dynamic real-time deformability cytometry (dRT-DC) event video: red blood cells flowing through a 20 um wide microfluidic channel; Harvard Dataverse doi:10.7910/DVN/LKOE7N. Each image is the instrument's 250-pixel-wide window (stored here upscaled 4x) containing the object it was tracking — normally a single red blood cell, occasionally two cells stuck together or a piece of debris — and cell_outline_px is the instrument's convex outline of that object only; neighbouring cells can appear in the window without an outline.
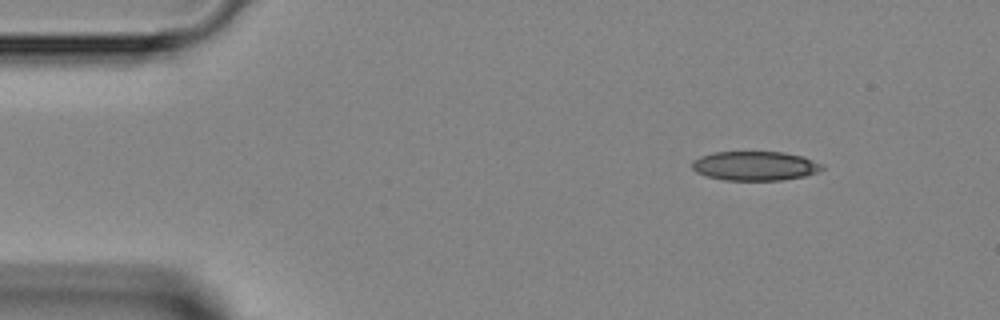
{"species": "Egyptian fruit bat (a non-hibernating species)", "species_latin": "Rousettus aegyptiacus", "temperature_condition": "room temperature", "stored_images_in_passage": 42, "camera_frame_rate_fps": 3000, "um_per_image_px": 0.085, "animal": {"sex": "female"}, "frame": {"image": 1, "passage_image": 1, "time_ms": 0.0, "image_size_px": [1000, 320], "cell_outline_px": [[824, 168], [816, 172], [804, 176], [780, 180], [724, 180], [708, 176], [696, 172], [692, 168], [692, 160], [700, 156], [712, 152], [784, 152], [804, 156], [824, 164]], "centroid_in_image_um": [64.18, 14.09], "position_along_channel_um": 20.8, "area_um2": 22.25}}
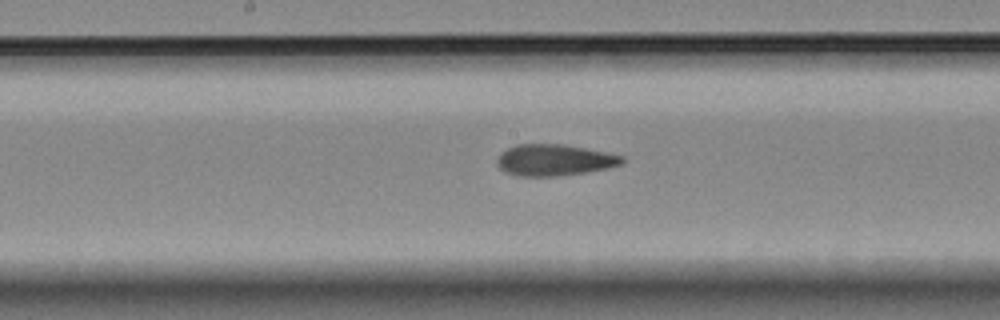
{"frame": {"image": 2, "passage_image": 19, "time_ms": 6.0, "image_size_px": [1000, 320], "cell_outline_px": [[628, 160], [624, 164], [608, 168], [584, 172], [556, 176], [520, 176], [504, 172], [496, 164], [496, 160], [500, 152], [516, 144], [564, 144], [588, 148], [624, 156]], "centroid_in_image_um": [47.14, 13.59], "position_along_channel_um": 201.1, "area_um2": 23.18}}
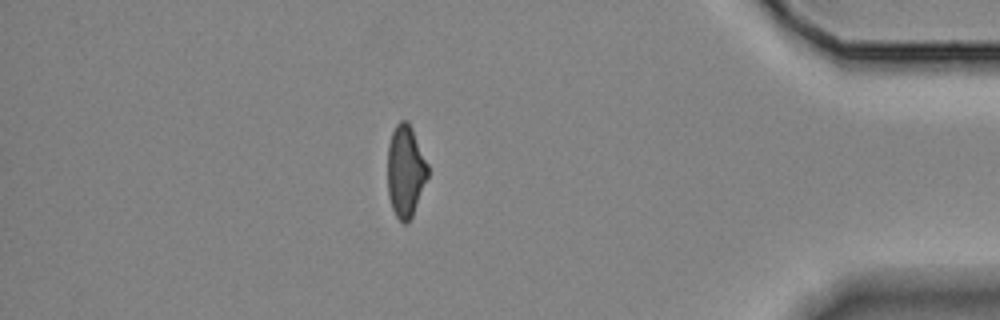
{"frame": {"image": 3, "passage_image": 36, "time_ms": 11.667, "image_size_px": [1000, 320], "cell_outline_px": [[428, 176], [412, 216], [404, 224], [396, 216], [392, 208], [388, 196], [388, 144], [392, 132], [396, 124], [400, 120], [408, 120], [412, 128], [428, 164]], "centroid_in_image_um": [34.46, 14.51], "position_along_channel_um": 400.7, "area_um2": 21.44}}